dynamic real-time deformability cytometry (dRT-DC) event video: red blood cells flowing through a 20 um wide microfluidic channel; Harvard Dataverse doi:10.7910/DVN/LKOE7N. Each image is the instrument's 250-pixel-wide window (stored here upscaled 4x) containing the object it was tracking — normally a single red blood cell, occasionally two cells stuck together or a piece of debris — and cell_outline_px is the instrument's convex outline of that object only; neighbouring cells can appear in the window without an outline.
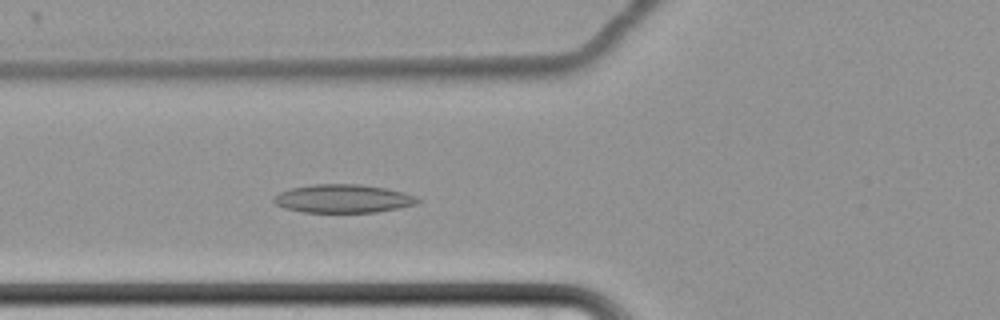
{"species": "common noctule bat (a hibernating species)", "species_latin": "Nyctalus noctula", "temperature_condition": "cold", "stored_images_in_passage": 65, "camera_frame_rate_fps": 3000, "um_per_image_px": 0.085, "animal": {"sex": "female", "body_mass_g": 22.7, "forearm_length_mm": 54.2}, "frame": {"image": 1, "passage_image": 28, "time_ms": 9.0, "image_size_px": [1000, 320], "cell_outline_px": [[420, 200], [416, 204], [400, 208], [376, 212], [304, 212], [284, 208], [276, 204], [272, 200], [272, 196], [280, 192], [292, 188], [312, 184], [356, 184], [384, 188], [404, 192], [416, 196]], "centroid_in_image_um": [29.15, 16.88], "position_along_channel_um": 96.7, "area_um2": 23.76}}
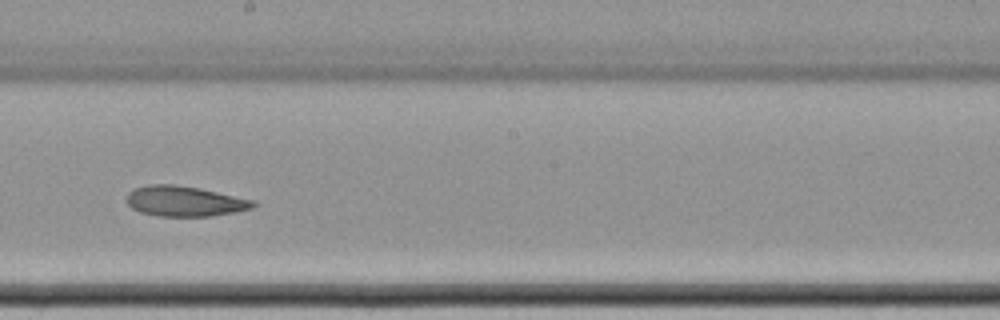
{"frame": {"image": 2, "passage_image": 40, "time_ms": 13.0, "image_size_px": [1000, 320], "cell_outline_px": [[256, 204], [252, 208], [236, 212], [212, 216], [160, 216], [140, 212], [132, 208], [124, 200], [128, 192], [136, 188], [148, 184], [176, 184], [200, 188], [256, 200]], "centroid_in_image_um": [15.7, 17.09], "position_along_channel_um": 232.5, "area_um2": 22.6}}
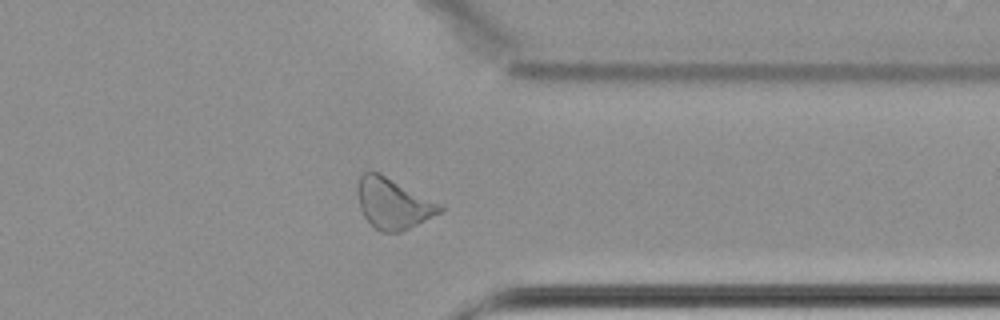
{"frame": {"image": 3, "passage_image": 53, "time_ms": 17.333, "image_size_px": [1000, 320], "cell_outline_px": [[444, 208], [440, 212], [400, 232], [380, 232], [364, 216], [360, 208], [356, 188], [356, 184], [360, 176], [364, 172], [380, 172], [444, 204]], "centroid_in_image_um": [33.42, 17.26], "position_along_channel_um": 378.0, "area_um2": 24.45}}